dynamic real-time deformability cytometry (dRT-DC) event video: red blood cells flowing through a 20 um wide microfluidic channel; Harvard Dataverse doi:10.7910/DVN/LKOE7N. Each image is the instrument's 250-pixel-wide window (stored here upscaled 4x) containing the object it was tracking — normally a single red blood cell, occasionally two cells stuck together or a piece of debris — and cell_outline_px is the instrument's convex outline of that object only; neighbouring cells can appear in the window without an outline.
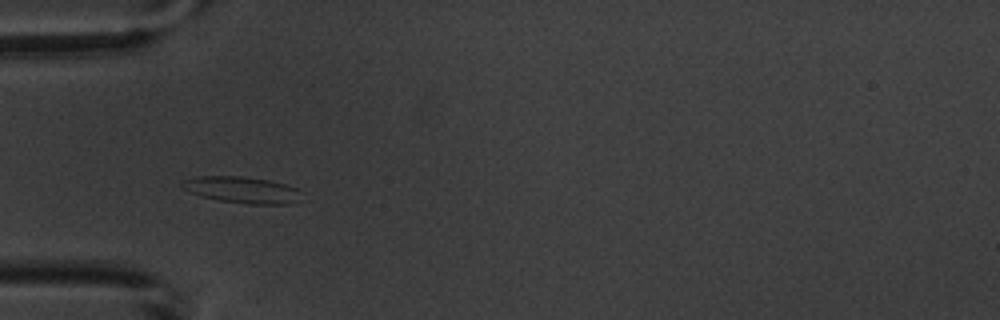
{"species": "common noctule bat (a hibernating species)", "species_latin": "Nyctalus noctula", "temperature_condition": "warm", "stored_images_in_passage": 4, "camera_frame_rate_fps": 3000, "um_per_image_px": 0.085, "animal": {"sex": "male", "body_mass_g": 20.1, "forearm_length_mm": 53.5}, "frame": {"image": 1, "passage_image": 3, "time_ms": 2.333, "image_size_px": [1000, 320], "cell_outline_px": [[304, 192], [292, 204], [244, 204], [220, 200], [200, 196], [188, 192], [180, 184], [184, 180], [196, 176], [240, 176], [268, 180], [284, 184], [296, 188]], "centroid_in_image_um": [20.57, 16.14], "position_along_channel_um": 64.4, "area_um2": 18.44}}
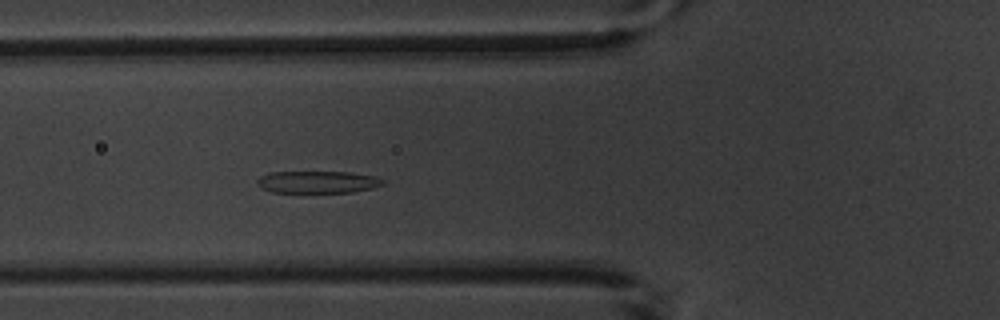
{"frame": {"image": 2, "passage_image": 4, "time_ms": 3.333, "image_size_px": [1000, 320], "cell_outline_px": [[384, 184], [372, 188], [352, 192], [272, 192], [260, 188], [256, 184], [256, 180], [260, 176], [268, 172], [348, 172], [376, 176], [384, 180]], "centroid_in_image_um": [26.96, 15.47], "position_along_channel_um": 98.8, "area_um2": 16.3}}